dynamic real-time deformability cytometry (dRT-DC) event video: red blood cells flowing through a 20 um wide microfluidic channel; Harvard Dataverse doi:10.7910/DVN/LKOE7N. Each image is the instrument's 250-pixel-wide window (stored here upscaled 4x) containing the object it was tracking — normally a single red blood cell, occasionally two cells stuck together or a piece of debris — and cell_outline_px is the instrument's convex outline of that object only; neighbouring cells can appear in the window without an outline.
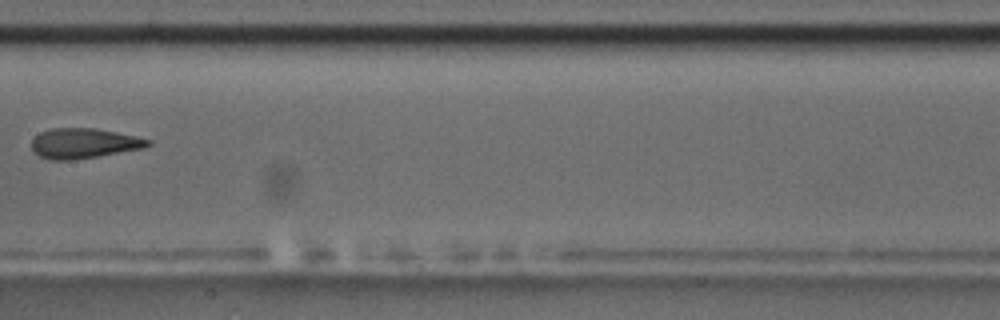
{"species": "common noctule bat (a hibernating species)", "species_latin": "Nyctalus noctula", "temperature_condition": "room temperature", "stored_images_in_passage": 11, "camera_frame_rate_fps": 3000, "um_per_image_px": 0.085, "animal": {"sex": "male", "body_mass_g": 17.5, "forearm_length_mm": 52.3}, "frame": {"image": 1, "passage_image": 8, "time_ms": 9.333, "image_size_px": [1000, 320], "cell_outline_px": [[152, 144], [144, 148], [76, 160], [52, 160], [40, 156], [32, 148], [32, 140], [40, 132], [52, 128], [96, 128], [136, 136], [152, 140]], "centroid_in_image_um": [7.16, 12.18], "position_along_channel_um": 200.2, "area_um2": 20.4}}